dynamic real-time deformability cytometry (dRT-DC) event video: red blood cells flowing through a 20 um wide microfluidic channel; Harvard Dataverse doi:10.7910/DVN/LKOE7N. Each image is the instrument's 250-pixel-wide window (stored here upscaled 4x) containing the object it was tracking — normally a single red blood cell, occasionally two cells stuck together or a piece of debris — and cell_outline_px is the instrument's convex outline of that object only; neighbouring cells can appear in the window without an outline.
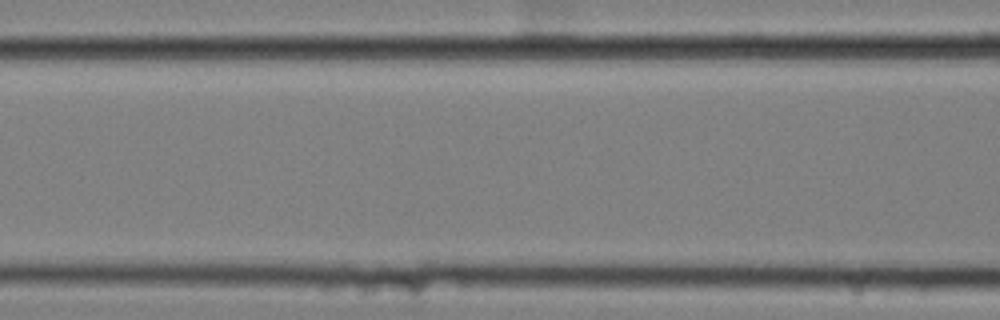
{"species": "common noctule bat (a hibernating species)", "species_latin": "Nyctalus noctula", "temperature_condition": "cold", "stored_images_in_passage": 6, "camera_frame_rate_fps": 3000, "um_per_image_px": 0.085, "animal": {"sex": "female", "body_mass_g": 25.1}, "frame": {"image": 1, "passage_image": 4, "time_ms": 1.0, "image_size_px": [1000, 320], "cell_outline_px": [[476, 280], [472, 284], [416, 292], [312, 288], [304, 284], [308, 280], [424, 276], [452, 276]], "centroid_in_image_um": [33.32, 24.1], "position_along_channel_um": 133.3, "area_um2": 13.93}}